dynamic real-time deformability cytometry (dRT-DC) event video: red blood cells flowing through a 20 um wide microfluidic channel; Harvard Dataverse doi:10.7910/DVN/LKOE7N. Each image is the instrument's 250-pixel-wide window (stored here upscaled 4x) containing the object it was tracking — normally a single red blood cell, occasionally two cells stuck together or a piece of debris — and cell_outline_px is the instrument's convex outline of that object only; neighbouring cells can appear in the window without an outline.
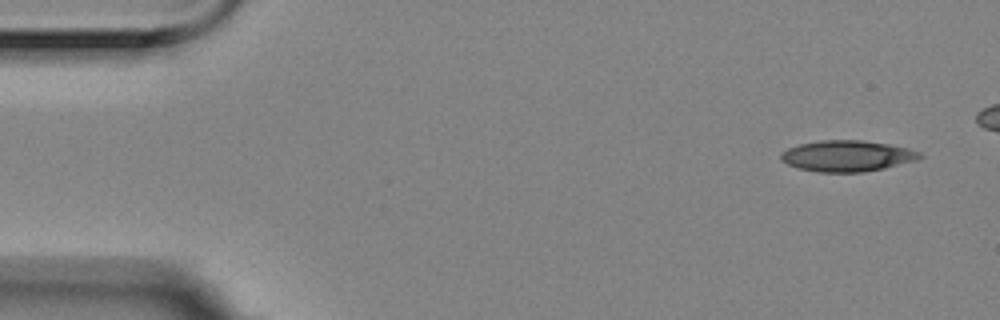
{"species": "Egyptian fruit bat (a non-hibernating species)", "species_latin": "Rousettus aegyptiacus", "temperature_condition": "room temperature", "stored_images_in_passage": 10, "camera_frame_rate_fps": 3000, "um_per_image_px": 0.085, "animal": {"sex": "female"}, "frame": {"image": 1, "passage_image": 1, "time_ms": 0.0, "image_size_px": [1000, 320], "cell_outline_px": [[924, 156], [916, 160], [884, 168], [864, 172], [816, 172], [800, 168], [788, 164], [780, 160], [780, 152], [788, 148], [800, 144], [820, 140], [860, 140], [888, 144], [908, 148], [920, 152]], "centroid_in_image_um": [71.99, 13.25], "position_along_channel_um": 13.0, "area_um2": 25.09}}
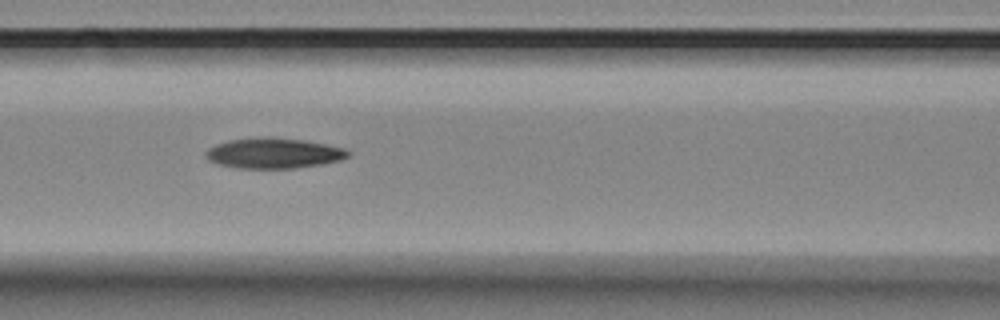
{"frame": {"image": 2, "passage_image": 6, "time_ms": 1.667, "image_size_px": [1000, 320], "cell_outline_px": [[352, 152], [348, 156], [340, 160], [324, 164], [292, 168], [240, 168], [220, 164], [208, 160], [204, 152], [208, 148], [216, 144], [228, 140], [264, 136], [268, 136], [304, 140], [344, 148]], "centroid_in_image_um": [23.26, 13.01], "position_along_channel_um": 143.3, "area_um2": 25.26}}
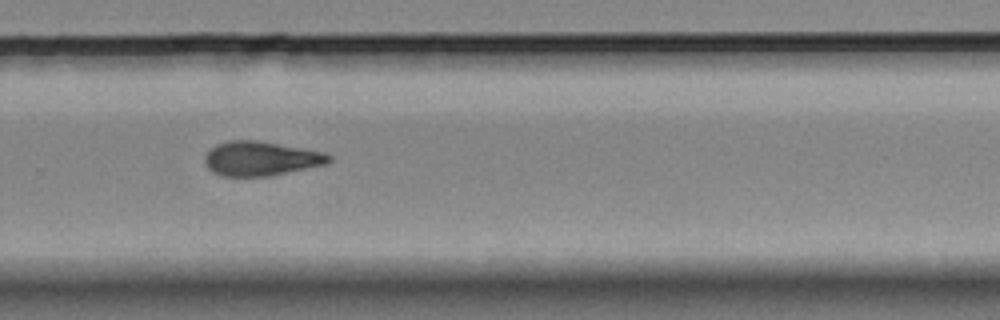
{"frame": {"image": 3, "passage_image": 10, "time_ms": 3.0, "image_size_px": [1000, 320], "cell_outline_px": [[332, 160], [324, 164], [268, 176], [224, 176], [212, 172], [208, 168], [204, 160], [204, 156], [216, 144], [228, 140], [260, 140], [304, 148], [324, 152], [332, 156]], "centroid_in_image_um": [22.16, 13.46], "position_along_channel_um": 307.6, "area_um2": 24.8}}